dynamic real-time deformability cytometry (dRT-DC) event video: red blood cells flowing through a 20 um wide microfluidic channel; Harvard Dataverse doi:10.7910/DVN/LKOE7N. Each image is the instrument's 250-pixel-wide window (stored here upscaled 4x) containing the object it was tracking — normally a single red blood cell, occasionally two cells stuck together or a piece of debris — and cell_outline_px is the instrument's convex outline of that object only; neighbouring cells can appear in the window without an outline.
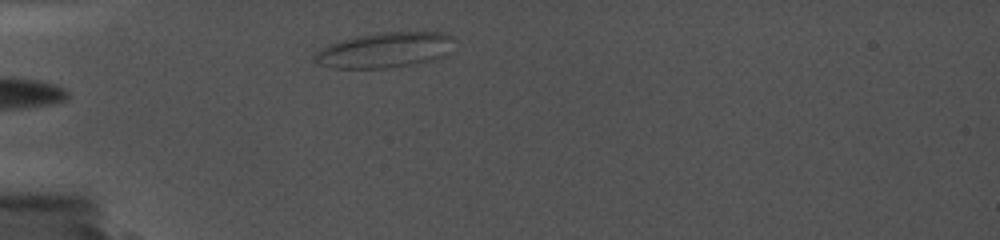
{"species": "common noctule bat (a hibernating species)", "species_latin": "Nyctalus noctula", "temperature_condition": "cold", "stored_images_in_passage": 41, "camera_frame_rate_fps": 5000, "um_per_image_px": 0.085, "animal": {"sex": "female", "body_mass_g": 19.0, "forearm_length_mm": 56.7}, "frame": {"image": 1, "passage_image": 1, "time_ms": 0.0, "image_size_px": [1000, 240], "cell_outline_px": [[452, 36], [440, 56], [432, 60], [412, 64], [384, 68], [332, 68], [320, 64], [312, 60], [312, 56], [320, 48], [328, 44], [356, 36], [384, 32], [448, 32]], "centroid_in_image_um": [32.56, 4.25], "position_along_channel_um": 52.4, "area_um2": 28.09}}